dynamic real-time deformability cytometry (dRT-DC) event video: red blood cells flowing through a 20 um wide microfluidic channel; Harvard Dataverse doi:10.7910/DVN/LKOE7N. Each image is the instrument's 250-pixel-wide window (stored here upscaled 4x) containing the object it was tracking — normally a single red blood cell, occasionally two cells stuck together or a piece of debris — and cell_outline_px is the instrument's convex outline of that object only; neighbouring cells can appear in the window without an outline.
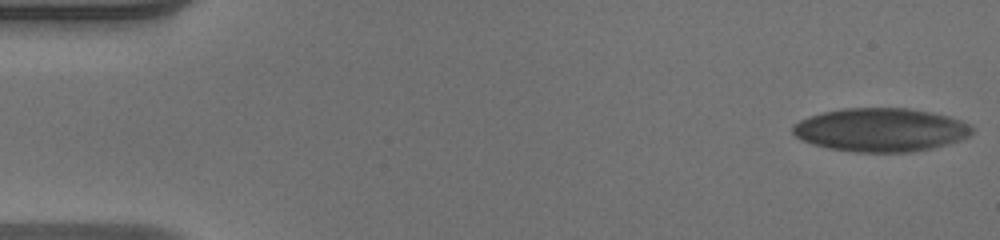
{"species": "human", "species_latin": "Homo sapiens", "temperature_condition": "warm", "stored_images_in_passage": 50, "camera_frame_rate_fps": 3000, "um_per_image_px": 0.085, "donor": {"sex": "male"}, "frame": {"image": 1, "passage_image": 1, "time_ms": 0.0, "image_size_px": [1000, 240], "cell_outline_px": [[972, 132], [968, 136], [960, 140], [948, 144], [932, 148], [912, 152], [856, 152], [828, 148], [812, 144], [800, 140], [792, 132], [792, 124], [808, 116], [824, 112], [844, 108], [908, 108], [932, 112], [948, 116], [960, 120], [968, 124], [972, 128]], "centroid_in_image_um": [74.83, 11.04], "position_along_channel_um": 10.2, "area_um2": 45.55}}
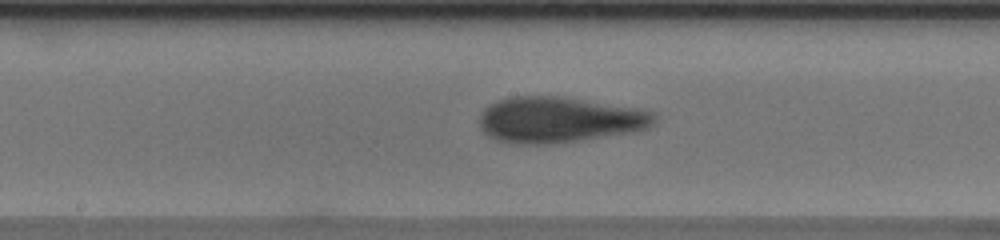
{"frame": {"image": 2, "passage_image": 26, "time_ms": 8.333, "image_size_px": [1000, 240], "cell_outline_px": [[656, 124], [648, 128], [636, 132], [548, 144], [516, 144], [496, 140], [488, 136], [480, 128], [480, 112], [488, 104], [496, 100], [512, 96], [564, 96], [644, 108], [656, 112]], "centroid_in_image_um": [47.58, 10.16], "position_along_channel_um": 200.6, "area_um2": 47.69}}
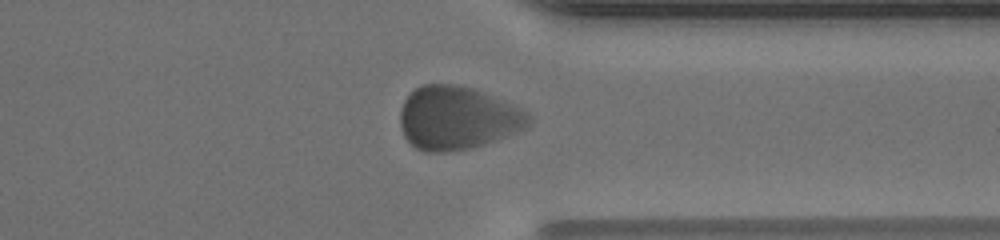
{"frame": {"image": 3, "passage_image": 39, "time_ms": 12.667, "image_size_px": [1000, 240], "cell_outline_px": [[532, 124], [516, 132], [496, 140], [472, 148], [448, 152], [424, 152], [416, 148], [404, 136], [400, 124], [400, 108], [404, 100], [420, 84], [460, 84], [472, 88], [504, 100], [524, 108], [532, 116]], "centroid_in_image_um": [38.9, 10.02], "position_along_channel_um": 372.5, "area_um2": 47.92}, "authors_computed_cell_mechanics": {"area_um2": 45.662, "velocity_mm_per_s": 4.0114, "shape_relaxation_time_tau1_ms": 5.585, "shape_relaxation_time_tau2_ms": 1.2927, "deformation_change_tau1": 0.1397, "deformation_change_tau2": 0.0629}}